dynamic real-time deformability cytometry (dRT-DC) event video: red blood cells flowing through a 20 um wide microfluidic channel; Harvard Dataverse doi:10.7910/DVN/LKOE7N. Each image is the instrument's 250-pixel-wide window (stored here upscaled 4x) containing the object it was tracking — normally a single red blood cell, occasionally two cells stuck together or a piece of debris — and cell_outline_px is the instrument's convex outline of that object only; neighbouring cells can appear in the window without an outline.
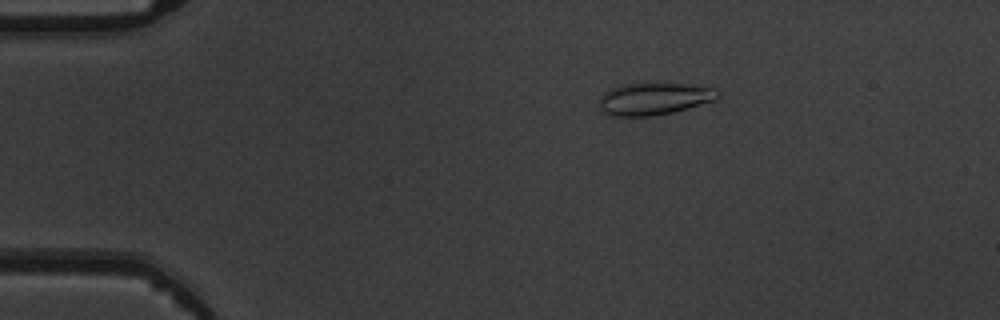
{"species": "common noctule bat (a hibernating species)", "species_latin": "Nyctalus noctula", "temperature_condition": "warm", "stored_images_in_passage": 6, "camera_frame_rate_fps": 3000, "um_per_image_px": 0.085, "animal": {"sex": "male", "body_mass_g": 19.5, "forearm_length_mm": 54.6}, "frame": {"image": 1, "passage_image": 3, "time_ms": 2.333, "image_size_px": [1000, 320], "cell_outline_px": [[720, 96], [716, 100], [688, 108], [672, 112], [652, 116], [612, 116], [604, 112], [600, 108], [600, 96], [604, 92], [612, 88], [624, 84], [684, 84], [716, 88], [720, 92]], "centroid_in_image_um": [55.62, 8.4], "position_along_channel_um": 29.4, "area_um2": 22.08}}
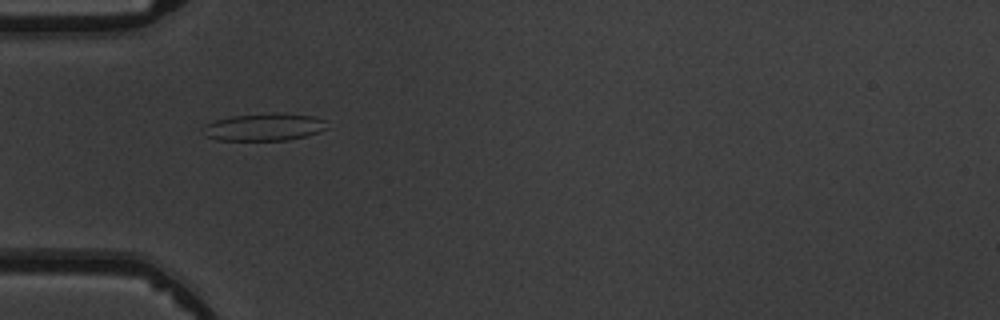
{"frame": {"image": 2, "passage_image": 5, "time_ms": 4.667, "image_size_px": [1000, 320], "cell_outline_px": [[328, 128], [304, 136], [288, 140], [216, 140], [204, 136], [200, 128], [204, 124], [212, 120], [232, 116], [276, 112], [312, 116], [324, 120]], "centroid_in_image_um": [22.35, 10.79], "position_along_channel_um": 62.7, "area_um2": 20.0}}